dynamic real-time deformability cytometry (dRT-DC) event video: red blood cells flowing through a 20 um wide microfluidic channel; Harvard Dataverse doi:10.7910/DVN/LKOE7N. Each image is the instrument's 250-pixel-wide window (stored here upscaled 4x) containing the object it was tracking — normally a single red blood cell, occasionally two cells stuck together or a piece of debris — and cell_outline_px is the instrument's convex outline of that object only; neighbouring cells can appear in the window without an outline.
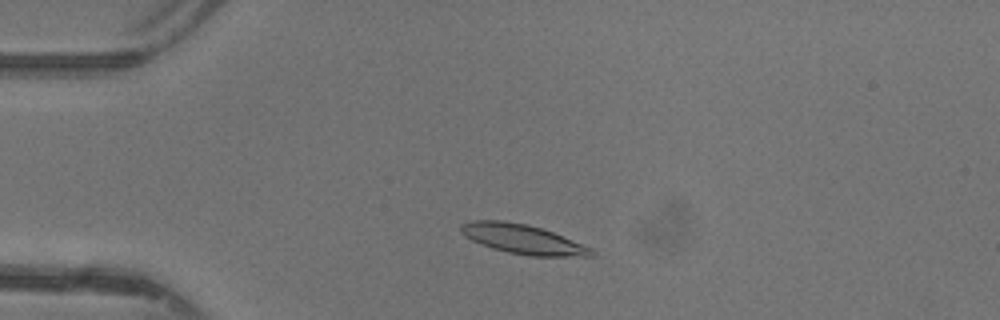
{"species": "common noctule bat (a hibernating species)", "species_latin": "Nyctalus noctula", "temperature_condition": "warm", "stored_images_in_passage": 20, "camera_frame_rate_fps": 3000, "um_per_image_px": 0.085, "animal": {"sex": "female"}, "frame": {"image": 1, "passage_image": 7, "time_ms": 2.0, "image_size_px": [1000, 320], "cell_outline_px": [[596, 256], [532, 256], [508, 252], [492, 248], [480, 244], [464, 236], [460, 232], [460, 224], [472, 220], [500, 220], [528, 224], [552, 232], [592, 248], [596, 252]], "centroid_in_image_um": [44.41, 20.32], "position_along_channel_um": 40.6, "area_um2": 22.37}}
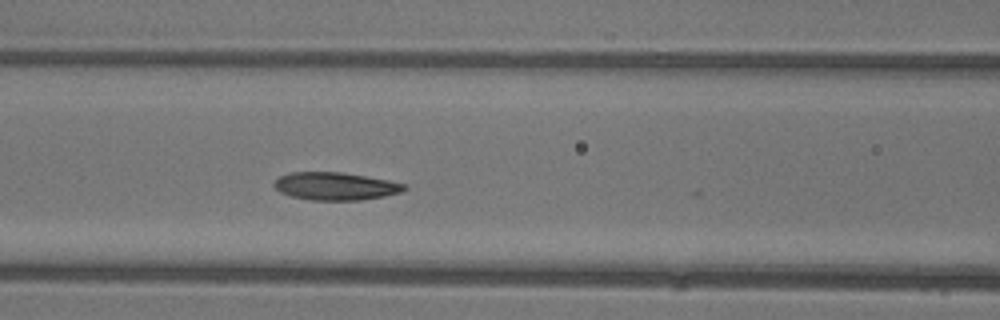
{"frame": {"image": 2, "passage_image": 16, "time_ms": 5.0, "image_size_px": [1000, 320], "cell_outline_px": [[408, 188], [404, 192], [384, 196], [360, 200], [308, 200], [292, 196], [280, 192], [272, 184], [280, 176], [292, 172], [340, 172], [388, 180], [408, 184]], "centroid_in_image_um": [28.55, 15.83], "position_along_channel_um": 138.0, "area_um2": 21.1}}
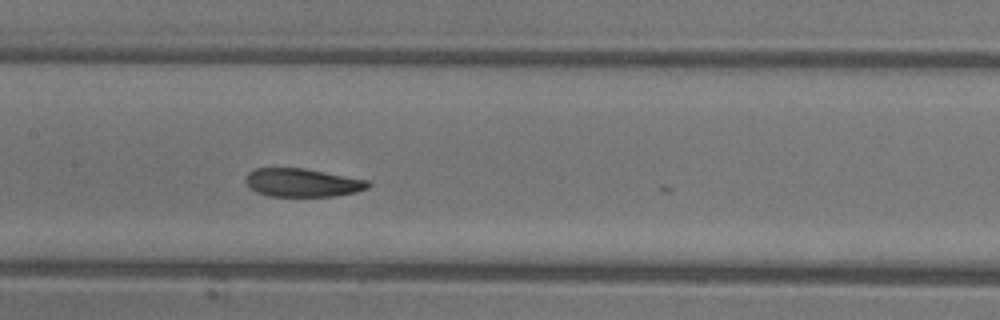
{"frame": {"image": 3, "passage_image": 19, "time_ms": 6.0, "image_size_px": [1000, 320], "cell_outline_px": [[372, 184], [368, 188], [356, 192], [336, 196], [268, 196], [256, 192], [248, 188], [244, 180], [248, 172], [256, 168], [304, 168], [368, 180]], "centroid_in_image_um": [25.68, 15.53], "position_along_channel_um": 181.7, "area_um2": 20.4}}